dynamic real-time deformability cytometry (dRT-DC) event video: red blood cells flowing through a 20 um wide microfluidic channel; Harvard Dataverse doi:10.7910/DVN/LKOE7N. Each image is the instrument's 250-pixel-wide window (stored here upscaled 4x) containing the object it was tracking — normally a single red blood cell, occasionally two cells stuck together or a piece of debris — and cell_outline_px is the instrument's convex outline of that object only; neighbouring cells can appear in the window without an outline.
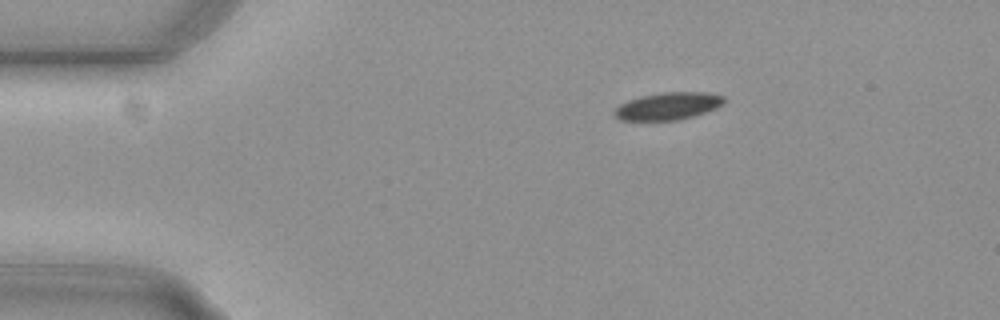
{"species": "common noctule bat (a hibernating species)", "species_latin": "Nyctalus noctula", "temperature_condition": "cold", "stored_images_in_passage": 47, "camera_frame_rate_fps": 3000, "um_per_image_px": 0.085, "animal": {"sex": "female", "body_mass_g": 29.2, "forearm_length_mm": 56.3}, "frame": {"image": 1, "passage_image": 1, "time_ms": 0.0, "image_size_px": [1000, 320], "cell_outline_px": [[724, 104], [716, 108], [680, 120], [620, 120], [612, 116], [612, 112], [620, 104], [628, 100], [640, 96], [664, 92], [708, 92], [724, 96]], "centroid_in_image_um": [56.76, 9.01], "position_along_channel_um": 28.2, "area_um2": 17.57}}
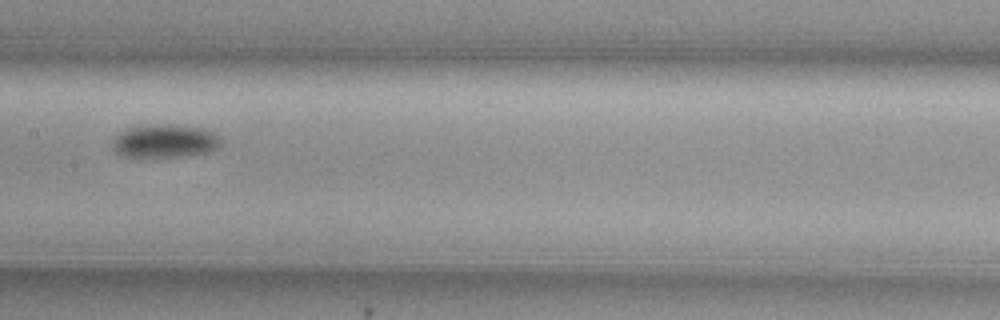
{"frame": {"image": 2, "passage_image": 19, "time_ms": 6.0, "image_size_px": [1000, 320], "cell_outline_px": [[220, 144], [204, 152], [180, 156], [120, 156], [112, 148], [112, 136], [128, 128], [144, 124], [168, 124], [200, 128], [212, 132], [220, 140]], "centroid_in_image_um": [13.87, 11.96], "position_along_channel_um": 193.5, "area_um2": 20.63}}
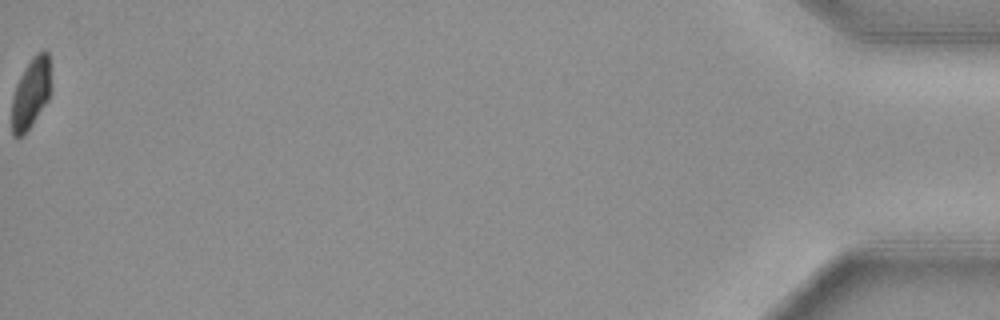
{"frame": {"image": 3, "passage_image": 47, "time_ms": 15.333, "image_size_px": [1000, 320], "cell_outline_px": [[48, 100], [24, 136], [12, 136], [12, 100], [16, 84], [24, 68], [36, 52], [44, 48], [48, 52]], "centroid_in_image_um": [2.58, 7.94], "position_along_channel_um": 432.6, "area_um2": 15.66}, "authors_computed_cell_mechanics": {"area_um2": 18.7272, "velocity_mm_per_s": 3.731, "shape_relaxation_time_tau1_ms": 4.8978, "shape_relaxation_time_tau2_ms": null, "deformation_change_tau1": 0.1181, "deformation_change_tau2": null}}